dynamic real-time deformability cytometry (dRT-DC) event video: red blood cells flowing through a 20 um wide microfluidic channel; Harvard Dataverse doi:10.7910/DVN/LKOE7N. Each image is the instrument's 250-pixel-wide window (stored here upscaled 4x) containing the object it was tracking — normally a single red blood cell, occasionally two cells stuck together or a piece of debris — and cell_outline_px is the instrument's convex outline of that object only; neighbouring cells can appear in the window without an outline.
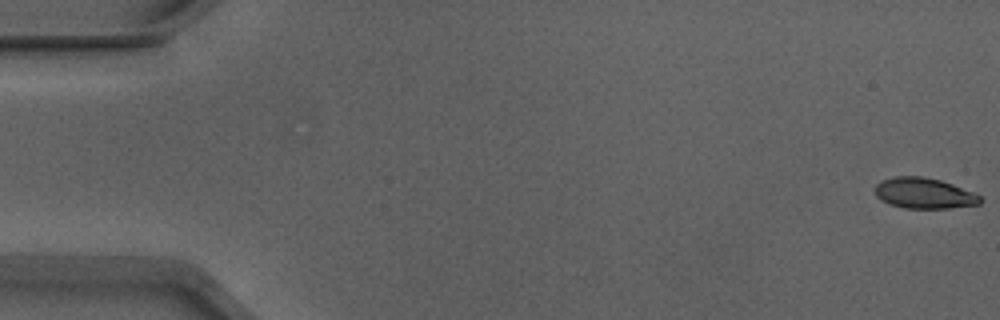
{"species": "Egyptian fruit bat (a non-hibernating species)", "species_latin": "Rousettus aegyptiacus", "temperature_condition": "warm", "stored_images_in_passage": 53, "camera_frame_rate_fps": 3000, "um_per_image_px": 0.085, "animal": {"sex": "male"}, "frame": {"image": 1, "passage_image": 1, "time_ms": 0.0, "image_size_px": [1000, 320], "cell_outline_px": [[984, 200], [980, 204], [948, 208], [904, 208], [880, 200], [876, 196], [876, 184], [880, 180], [892, 176], [924, 176], [940, 180], [976, 192]], "centroid_in_image_um": [78.57, 16.41], "position_along_channel_um": 6.4, "area_um2": 19.02}}
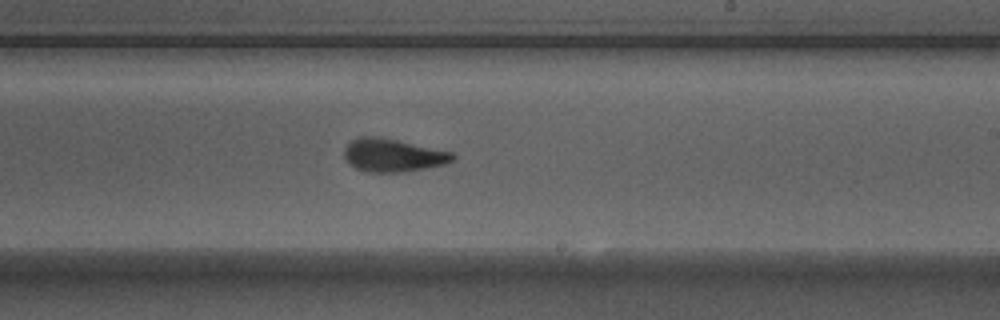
{"frame": {"image": 2, "passage_image": 32, "time_ms": 10.333, "image_size_px": [1000, 320], "cell_outline_px": [[456, 156], [452, 160], [444, 164], [404, 172], [364, 172], [356, 168], [344, 156], [344, 148], [352, 140], [360, 136], [376, 136], [396, 140], [452, 152]], "centroid_in_image_um": [33.38, 13.2], "position_along_channel_um": 255.6, "area_um2": 20.58}}
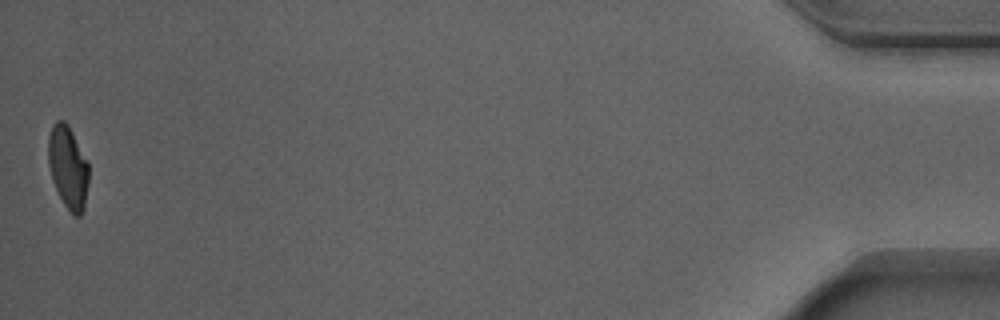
{"frame": {"image": 3, "passage_image": 53, "time_ms": 17.333, "image_size_px": [1000, 320], "cell_outline_px": [[88, 184], [84, 208], [80, 216], [72, 216], [64, 204], [52, 180], [48, 164], [48, 136], [56, 120], [64, 120], [68, 124], [88, 160]], "centroid_in_image_um": [5.79, 14.21], "position_along_channel_um": 429.4, "area_um2": 19.65}, "authors_computed_cell_mechanics": {"area_um2": 20.519, "velocity_mm_per_s": 3.9044, "shape_relaxation_time_tau1_ms": 3.2966, "shape_relaxation_time_tau2_ms": 1.038, "deformation_change_tau1": 0.1778, "deformation_change_tau2": 0.0833}}